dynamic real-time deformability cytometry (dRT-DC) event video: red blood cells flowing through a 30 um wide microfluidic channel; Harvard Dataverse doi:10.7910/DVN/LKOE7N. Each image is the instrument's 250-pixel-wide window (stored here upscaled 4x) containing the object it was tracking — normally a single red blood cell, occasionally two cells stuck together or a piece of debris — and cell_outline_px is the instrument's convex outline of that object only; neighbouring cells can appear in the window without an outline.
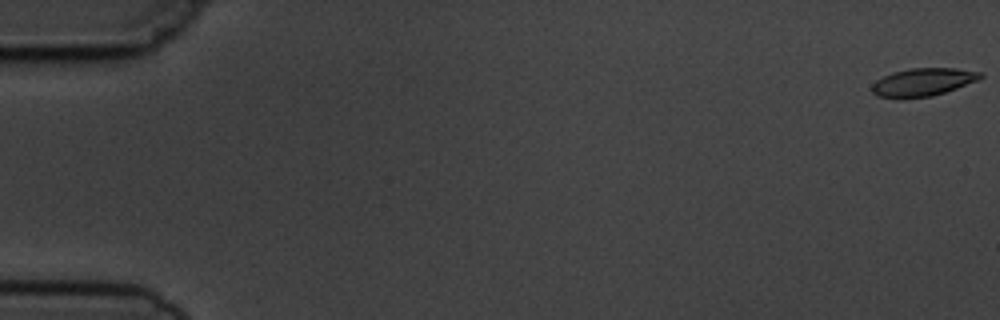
{"species": "common noctule bat (a hibernating species)", "species_latin": "Nyctalus noctula", "temperature_condition": "cold", "stored_images_in_passage": 9, "camera_frame_rate_fps": 3000, "um_per_image_px": 0.085, "animal": {"sex": "male", "body_mass_g": 19.5, "forearm_length_mm": 54.6}, "frame": {"image": 1, "passage_image": 1, "time_ms": 0.0, "image_size_px": [1000, 320], "cell_outline_px": [[984, 76], [980, 80], [932, 96], [876, 96], [872, 92], [872, 84], [876, 80], [892, 72], [912, 68], [956, 68], [984, 72]], "centroid_in_image_um": [78.53, 6.94], "position_along_channel_um": 6.5, "area_um2": 17.28}}
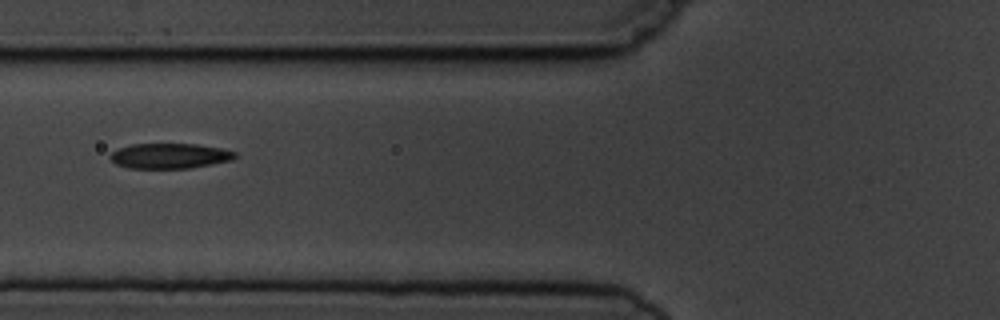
{"frame": {"image": 2, "passage_image": 7, "time_ms": 7.0, "image_size_px": [1000, 320], "cell_outline_px": [[236, 156], [232, 160], [192, 168], [128, 168], [116, 164], [108, 156], [112, 152], [120, 148], [132, 144], [196, 144], [224, 148], [236, 152]], "centroid_in_image_um": [14.45, 13.25], "position_along_channel_um": 111.4, "area_um2": 18.38}}
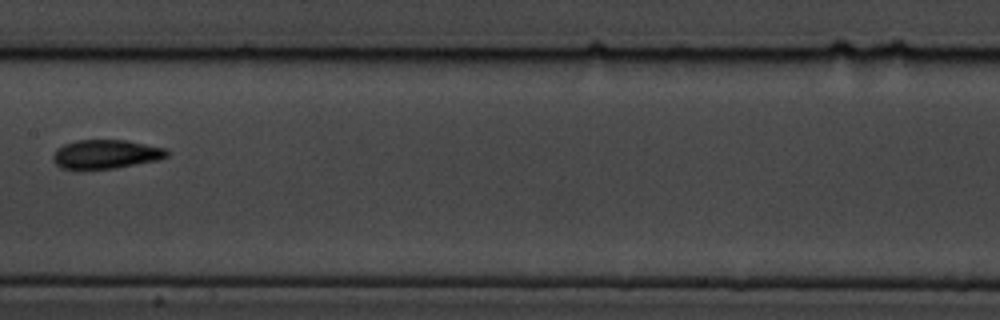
{"frame": {"image": 3, "passage_image": 9, "time_ms": 9.333, "image_size_px": [1000, 320], "cell_outline_px": [[168, 156], [160, 160], [116, 168], [80, 172], [76, 172], [60, 168], [52, 160], [52, 156], [56, 148], [64, 144], [76, 140], [124, 140], [164, 148], [168, 152]], "centroid_in_image_um": [8.9, 13.16], "position_along_channel_um": 198.5, "area_um2": 19.94}}